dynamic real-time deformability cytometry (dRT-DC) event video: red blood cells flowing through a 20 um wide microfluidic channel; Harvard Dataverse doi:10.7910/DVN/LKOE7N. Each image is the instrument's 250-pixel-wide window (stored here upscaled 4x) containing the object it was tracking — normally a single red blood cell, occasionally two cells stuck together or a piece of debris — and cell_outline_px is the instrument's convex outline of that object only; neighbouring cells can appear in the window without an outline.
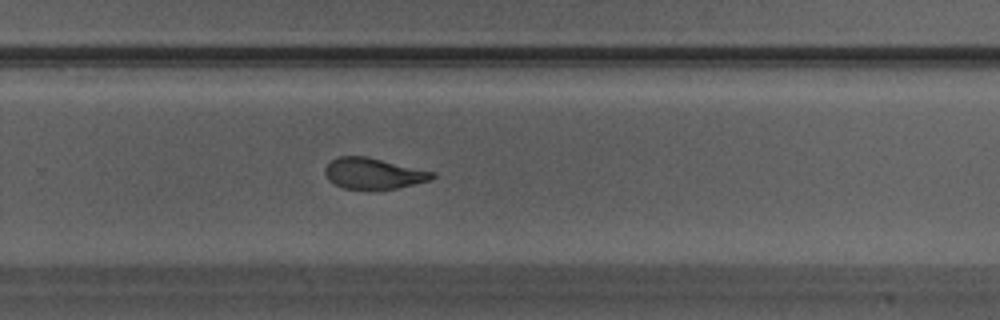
{"species": "Egyptian fruit bat (a non-hibernating species)", "species_latin": "Rousettus aegyptiacus", "temperature_condition": "warm", "stored_images_in_passage": 27, "camera_frame_rate_fps": 3000, "um_per_image_px": 0.085, "animal": {"sex": "male"}, "frame": {"image": 1, "passage_image": 22, "time_ms": 7.0, "image_size_px": [1000, 320], "cell_outline_px": [[436, 176], [432, 180], [396, 188], [372, 192], [344, 188], [328, 180], [324, 172], [324, 168], [332, 160], [340, 156], [368, 156], [436, 172]], "centroid_in_image_um": [31.77, 14.77], "position_along_channel_um": 298.0, "area_um2": 20.0}}